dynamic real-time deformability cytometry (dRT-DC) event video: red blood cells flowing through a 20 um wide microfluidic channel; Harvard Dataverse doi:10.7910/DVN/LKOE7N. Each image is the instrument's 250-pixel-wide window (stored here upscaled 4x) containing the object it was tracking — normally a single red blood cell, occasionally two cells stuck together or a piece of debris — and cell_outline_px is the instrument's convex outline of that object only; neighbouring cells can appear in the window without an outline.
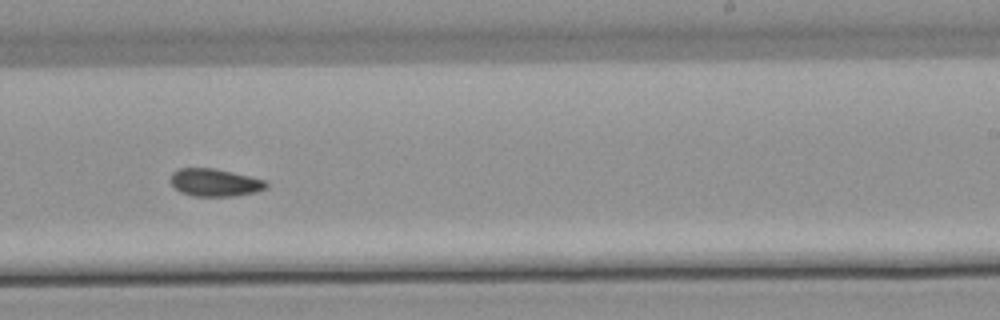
{"species": "common noctule bat (a hibernating species)", "species_latin": "Nyctalus noctula", "temperature_condition": "warm", "stored_images_in_passage": 34, "camera_frame_rate_fps": 3000, "um_per_image_px": 0.085, "animal": {"sex": "male", "body_mass_g": 21.5, "forearm_length_mm": 52.0}, "frame": {"image": 1, "passage_image": 20, "time_ms": 6.333, "image_size_px": [1000, 320], "cell_outline_px": [[268, 188], [256, 192], [236, 196], [192, 196], [180, 192], [172, 184], [172, 172], [180, 168], [212, 168], [232, 172], [264, 180], [268, 184]], "centroid_in_image_um": [18.28, 15.52], "position_along_channel_um": 270.7, "area_um2": 15.32}, "authors_computed_cell_mechanics": {"area_um2": 15.5193, "velocity_mm_per_s": 3.8058, "shape_relaxation_time_tau1_ms": null, "shape_relaxation_time_tau2_ms": 4.5426, "deformation_change_tau1": null, "deformation_change_tau2": 0.0684}}